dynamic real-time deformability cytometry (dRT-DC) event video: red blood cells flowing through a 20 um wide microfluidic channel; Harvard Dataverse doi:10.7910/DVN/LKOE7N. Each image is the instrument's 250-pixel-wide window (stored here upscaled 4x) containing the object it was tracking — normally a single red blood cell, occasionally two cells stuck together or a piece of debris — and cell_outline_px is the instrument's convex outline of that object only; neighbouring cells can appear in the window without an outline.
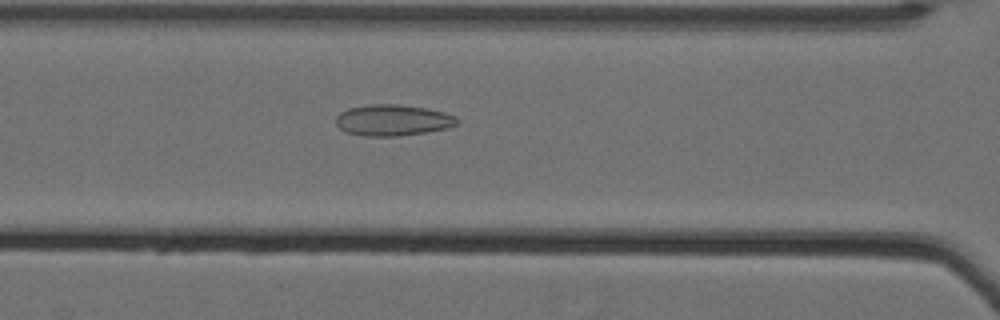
{"species": "Egyptian fruit bat (a non-hibernating species)", "species_latin": "Rousettus aegyptiacus", "temperature_condition": "cold", "stored_images_in_passage": 34, "camera_frame_rate_fps": 3000, "um_per_image_px": 0.085, "animal": {"sex": "female"}, "frame": {"image": 1, "passage_image": 17, "time_ms": 5.333, "image_size_px": [1000, 320], "cell_outline_px": [[460, 120], [456, 124], [448, 128], [428, 132], [400, 136], [364, 136], [348, 132], [340, 128], [336, 124], [336, 116], [340, 112], [348, 108], [368, 104], [396, 104], [428, 108], [444, 112], [456, 116]], "centroid_in_image_um": [33.41, 10.21], "position_along_channel_um": 133.2, "area_um2": 22.2}}
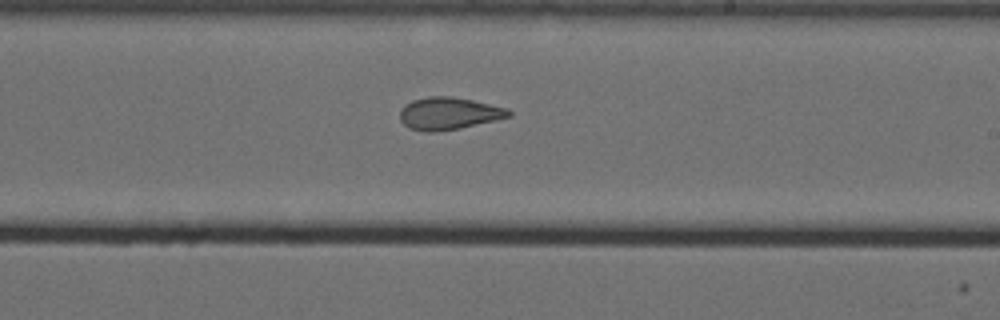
{"frame": {"image": 2, "passage_image": 27, "time_ms": 8.667, "image_size_px": [1000, 320], "cell_outline_px": [[512, 116], [496, 120], [460, 128], [436, 132], [424, 132], [408, 128], [400, 120], [400, 108], [404, 104], [412, 100], [428, 96], [452, 96], [472, 100], [508, 108], [512, 112]], "centroid_in_image_um": [38.13, 9.64], "position_along_channel_um": 250.9, "area_um2": 20.75}}
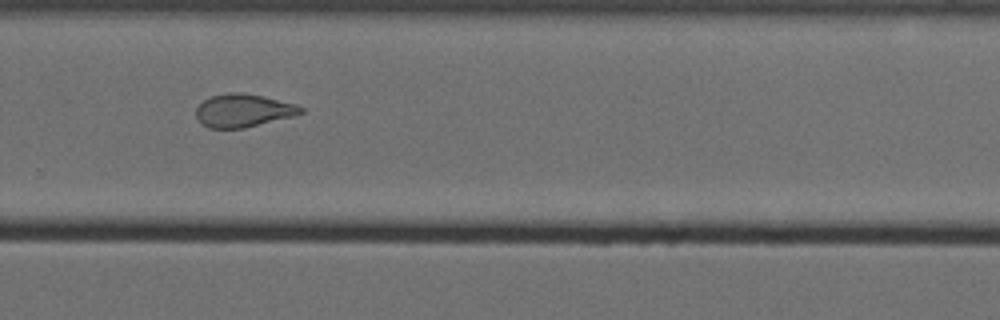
{"frame": {"image": 3, "passage_image": 32, "time_ms": 10.333, "image_size_px": [1000, 320], "cell_outline_px": [[304, 112], [296, 116], [244, 128], [208, 128], [200, 124], [196, 116], [196, 108], [204, 100], [212, 96], [228, 92], [240, 92], [260, 96], [296, 104], [304, 108]], "centroid_in_image_um": [20.68, 9.41], "position_along_channel_um": 309.1, "area_um2": 20.23}}